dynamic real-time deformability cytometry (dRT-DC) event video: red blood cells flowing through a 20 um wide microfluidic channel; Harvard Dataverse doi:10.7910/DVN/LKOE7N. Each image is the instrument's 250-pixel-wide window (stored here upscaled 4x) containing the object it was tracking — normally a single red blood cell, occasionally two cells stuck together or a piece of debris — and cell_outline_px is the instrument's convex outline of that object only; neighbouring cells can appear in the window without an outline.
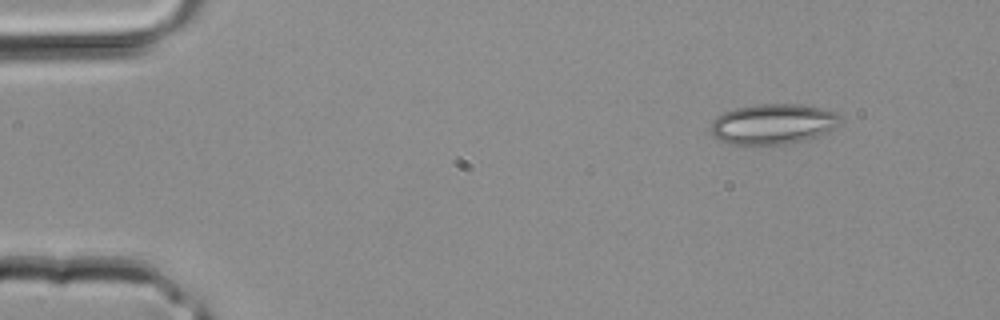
{"species": "common noctule bat (a hibernating species)", "species_latin": "Nyctalus noctula", "temperature_condition": "room temperature", "stored_images_in_passage": 2, "camera_frame_rate_fps": 3000, "um_per_image_px": 0.085, "animal": {"sex": "male", "body_mass_g": 20.4}, "frame": {"image": 1, "passage_image": 1, "time_ms": 0.0, "image_size_px": [1000, 320], "cell_outline_px": [[840, 120], [832, 128], [816, 136], [804, 140], [788, 144], [728, 144], [716, 140], [712, 136], [712, 120], [716, 116], [724, 112], [736, 108], [752, 104], [800, 104], [820, 108], [836, 112], [840, 116]], "centroid_in_image_um": [65.64, 10.54], "position_along_channel_um": 19.4, "area_um2": 30.35}}